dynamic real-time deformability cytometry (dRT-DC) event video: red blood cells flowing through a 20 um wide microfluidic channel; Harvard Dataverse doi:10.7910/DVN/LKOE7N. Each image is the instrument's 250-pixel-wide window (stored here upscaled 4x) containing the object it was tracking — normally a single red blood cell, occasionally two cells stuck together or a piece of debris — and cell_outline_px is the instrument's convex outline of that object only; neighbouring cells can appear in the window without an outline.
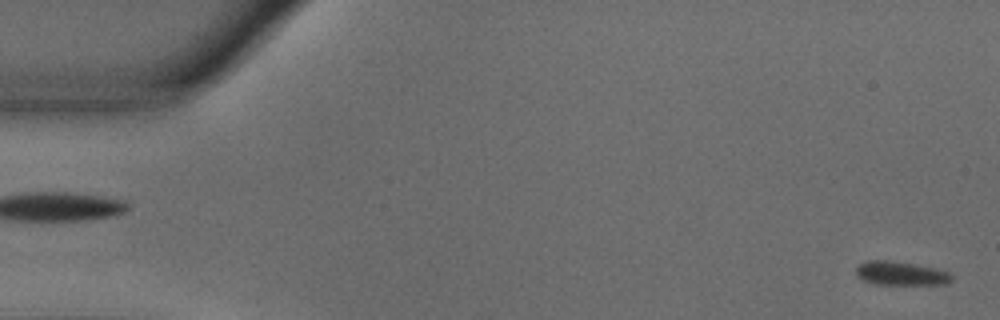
{"species": "common noctule bat (a hibernating species)", "species_latin": "Nyctalus noctula", "temperature_condition": "warm", "stored_images_in_passage": 55, "camera_frame_rate_fps": 3000, "um_per_image_px": 0.085, "animal": {"sex": "male", "body_mass_g": 18.8}, "frame": {"image": 1, "passage_image": 1, "time_ms": 0.0, "image_size_px": [1000, 320], "cell_outline_px": [[952, 280], [948, 284], [876, 284], [864, 280], [856, 276], [856, 268], [860, 264], [868, 260], [888, 260], [936, 268], [948, 272], [952, 276]], "centroid_in_image_um": [76.57, 23.24], "position_along_channel_um": 8.4, "area_um2": 13.12}}
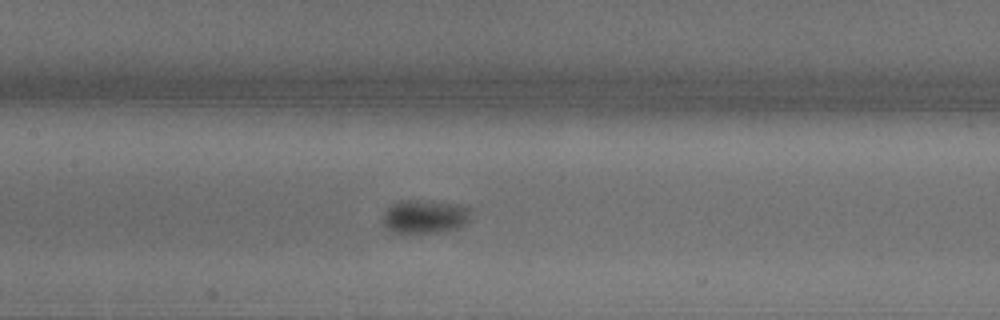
{"frame": {"image": 2, "passage_image": 25, "time_ms": 8.0, "image_size_px": [1000, 320], "cell_outline_px": [[476, 208], [468, 224], [464, 228], [448, 232], [388, 232], [384, 228], [380, 220], [384, 212], [392, 204], [400, 200], [416, 200], [460, 204]], "centroid_in_image_um": [36.21, 18.42], "position_along_channel_um": 171.2, "area_um2": 18.21}}
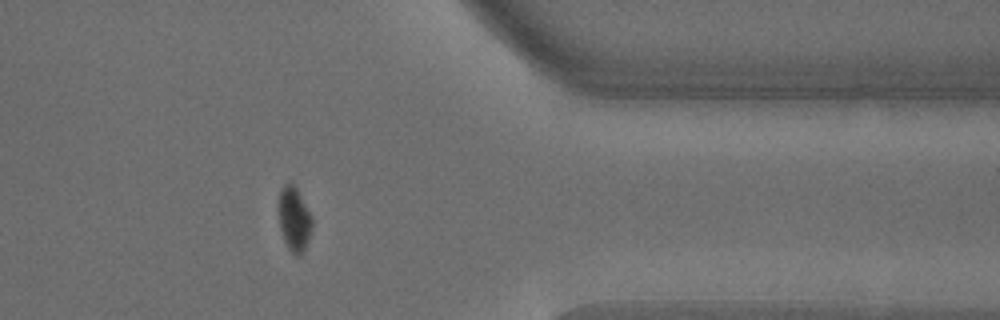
{"frame": {"image": 3, "passage_image": 44, "time_ms": 14.333, "image_size_px": [1000, 320], "cell_outline_px": [[312, 228], [308, 240], [304, 248], [296, 256], [288, 248], [284, 240], [280, 228], [280, 192], [284, 184], [288, 180], [296, 188], [312, 216]], "centroid_in_image_um": [25.02, 18.6], "position_along_channel_um": 386.4, "area_um2": 12.08}, "authors_computed_cell_mechanics": {"area_um2": 14.45, "velocity_mm_per_s": 3.6564, "shape_relaxation_time_tau1_ms": 3.2842, "shape_relaxation_time_tau2_ms": null, "deformation_change_tau1": 0.1128, "deformation_change_tau2": null}}